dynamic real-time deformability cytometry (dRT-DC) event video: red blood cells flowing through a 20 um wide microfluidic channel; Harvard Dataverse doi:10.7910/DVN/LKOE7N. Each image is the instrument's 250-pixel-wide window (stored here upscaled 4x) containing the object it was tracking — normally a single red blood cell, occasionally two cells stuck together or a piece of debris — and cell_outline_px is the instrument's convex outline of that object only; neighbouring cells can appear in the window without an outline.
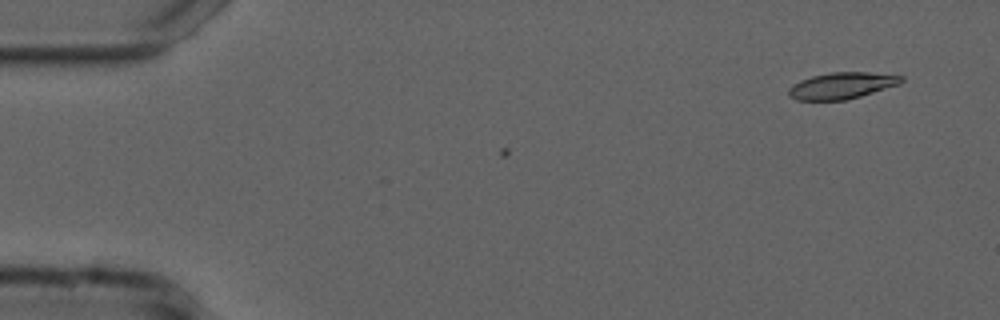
{"species": "common noctule bat (a hibernating species)", "species_latin": "Nyctalus noctula", "temperature_condition": "cold", "stored_images_in_passage": 7, "camera_frame_rate_fps": 3000, "um_per_image_px": 0.085, "animal": {"sex": "male", "forearm_length_mm": 52.5}, "frame": {"image": 1, "passage_image": 7, "time_ms": 2.0, "image_size_px": [1000, 320], "cell_outline_px": [[904, 80], [900, 84], [860, 96], [844, 100], [796, 100], [788, 96], [788, 88], [792, 84], [800, 80], [812, 76], [832, 72], [868, 72], [904, 76]], "centroid_in_image_um": [71.53, 7.27], "position_along_channel_um": 13.5, "area_um2": 17.4}}